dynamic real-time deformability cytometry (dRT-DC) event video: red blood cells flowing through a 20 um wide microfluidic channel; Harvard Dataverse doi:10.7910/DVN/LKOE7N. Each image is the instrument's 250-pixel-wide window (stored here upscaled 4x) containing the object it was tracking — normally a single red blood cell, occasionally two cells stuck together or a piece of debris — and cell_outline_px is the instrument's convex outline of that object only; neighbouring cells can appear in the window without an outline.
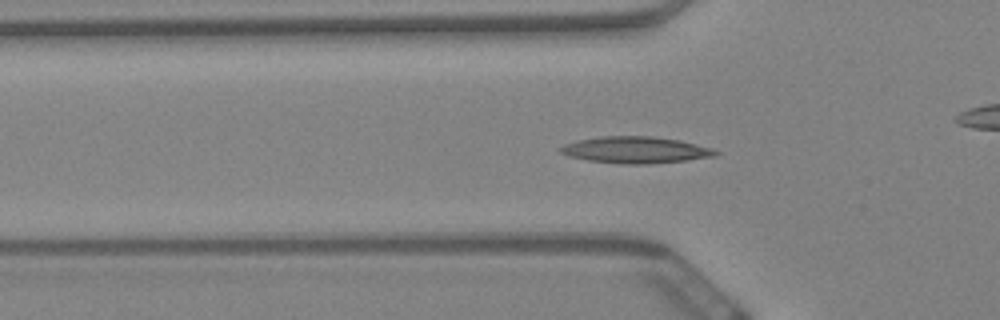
{"species": "Egyptian fruit bat (a non-hibernating species)", "species_latin": "Rousettus aegyptiacus", "temperature_condition": "warm", "stored_images_in_passage": 61, "camera_frame_rate_fps": 3000, "um_per_image_px": 0.085, "animal": {"sex": "female"}, "frame": {"image": 1, "passage_image": 20, "time_ms": 6.333, "image_size_px": [1000, 320], "cell_outline_px": [[720, 152], [716, 156], [688, 160], [648, 164], [624, 164], [588, 160], [568, 156], [560, 152], [556, 148], [564, 144], [576, 140], [600, 136], [652, 136], [680, 140], [712, 148]], "centroid_in_image_um": [54.0, 12.74], "position_along_channel_um": 71.8, "area_um2": 24.22}}
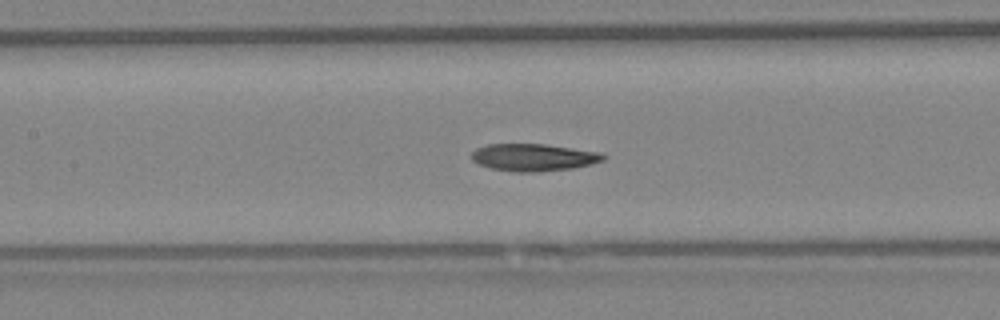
{"frame": {"image": 2, "passage_image": 28, "time_ms": 9.0, "image_size_px": [1000, 320], "cell_outline_px": [[608, 156], [604, 160], [592, 164], [572, 168], [536, 172], [512, 172], [492, 168], [480, 164], [472, 160], [472, 152], [476, 148], [488, 144], [544, 144], [600, 152]], "centroid_in_image_um": [45.37, 13.38], "position_along_channel_um": 162.0, "area_um2": 20.92}}
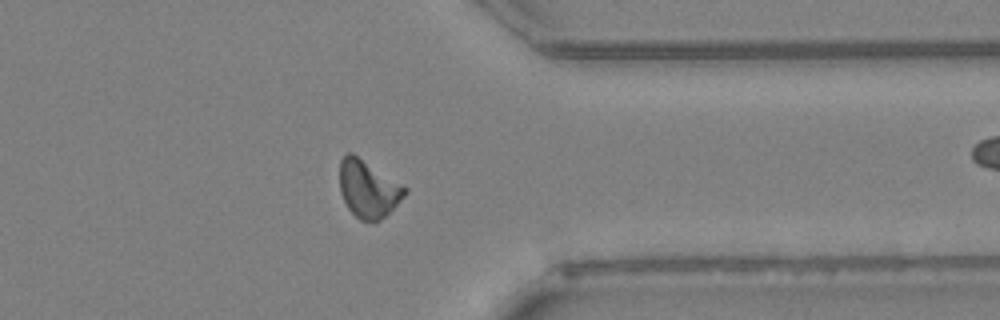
{"frame": {"image": 3, "passage_image": 48, "time_ms": 15.667, "image_size_px": [1000, 320], "cell_outline_px": [[408, 192], [380, 220], [360, 220], [348, 208], [340, 192], [340, 160], [348, 152], [352, 152], [408, 188]], "centroid_in_image_um": [31.28, 16.03], "position_along_channel_um": 380.1, "area_um2": 21.39}, "authors_computed_cell_mechanics": {"area_um2": 20.9236, "velocity_mm_per_s": 3.3792, "shape_relaxation_time_tau1_ms": null, "shape_relaxation_time_tau2_ms": 4.2387, "deformation_change_tau1": null, "deformation_change_tau2": 0.1151}}